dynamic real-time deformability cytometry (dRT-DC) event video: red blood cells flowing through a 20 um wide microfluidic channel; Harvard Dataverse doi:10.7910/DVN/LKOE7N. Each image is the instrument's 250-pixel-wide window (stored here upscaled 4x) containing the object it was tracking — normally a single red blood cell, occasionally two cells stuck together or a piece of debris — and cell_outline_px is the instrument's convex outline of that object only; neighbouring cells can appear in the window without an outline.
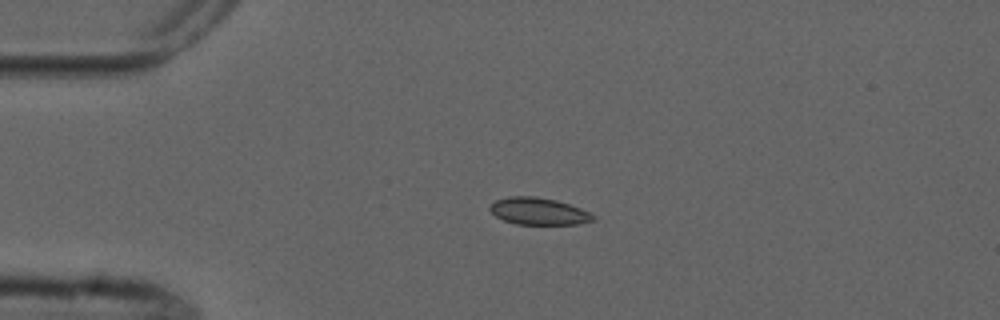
{"species": "common noctule bat (a hibernating species)", "species_latin": "Nyctalus noctula", "temperature_condition": "cold", "stored_images_in_passage": 2, "camera_frame_rate_fps": 3000, "um_per_image_px": 0.085, "animal": {"sex": "male", "forearm_length_mm": 52.5}, "frame": {"image": 1, "passage_image": 1, "time_ms": 0.0, "image_size_px": [1000, 320], "cell_outline_px": [[596, 220], [580, 224], [516, 224], [504, 220], [496, 216], [488, 208], [496, 200], [508, 196], [536, 196], [556, 200], [580, 208], [596, 216]], "centroid_in_image_um": [45.8, 17.96], "position_along_channel_um": 39.2, "area_um2": 16.24}}